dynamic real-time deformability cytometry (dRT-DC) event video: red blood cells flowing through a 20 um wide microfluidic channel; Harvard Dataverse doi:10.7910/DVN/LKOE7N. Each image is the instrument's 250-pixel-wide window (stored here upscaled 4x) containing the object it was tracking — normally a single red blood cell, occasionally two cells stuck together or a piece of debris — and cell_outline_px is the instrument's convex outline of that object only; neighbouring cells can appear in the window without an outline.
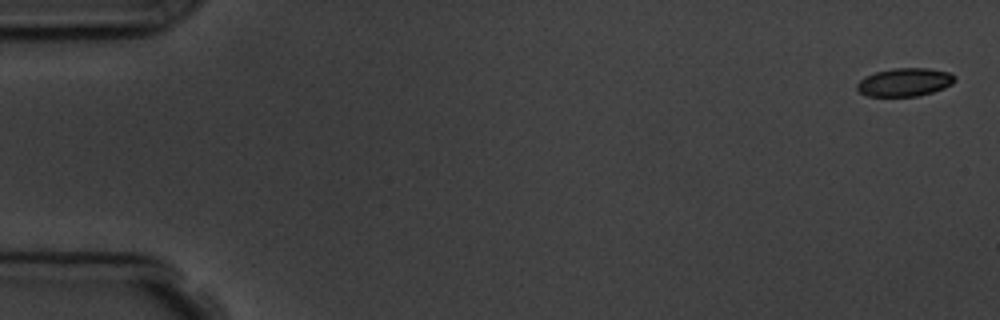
{"species": "common noctule bat (a hibernating species)", "species_latin": "Nyctalus noctula", "temperature_condition": "room temperature", "stored_images_in_passage": 6, "camera_frame_rate_fps": 3000, "um_per_image_px": 0.085, "animal": {"sex": "male", "body_mass_g": 19.5, "forearm_length_mm": 54.6}, "frame": {"image": 1, "passage_image": 1, "time_ms": 0.0, "image_size_px": [1000, 320], "cell_outline_px": [[956, 80], [952, 84], [944, 88], [932, 92], [916, 96], [868, 96], [860, 92], [856, 88], [856, 84], [864, 76], [876, 72], [896, 68], [928, 68], [948, 72], [956, 76]], "centroid_in_image_um": [76.9, 6.98], "position_along_channel_um": 8.1, "area_um2": 16.07}}
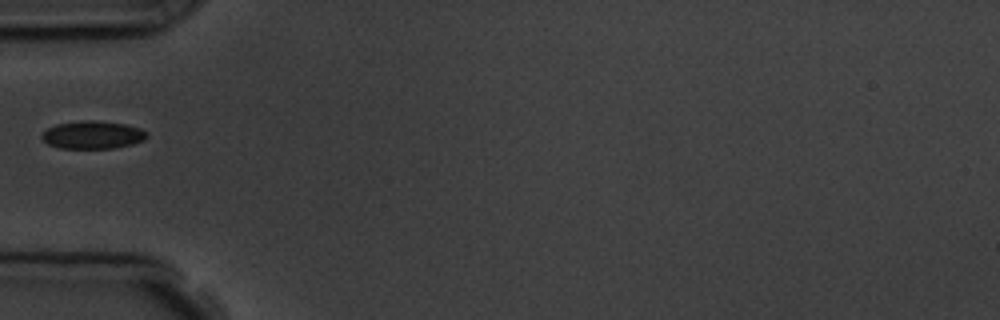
{"frame": {"image": 2, "passage_image": 5, "time_ms": 5.667, "image_size_px": [1000, 320], "cell_outline_px": [[148, 136], [144, 140], [132, 144], [112, 148], [60, 148], [48, 144], [40, 136], [48, 128], [56, 124], [84, 120], [92, 120], [128, 124], [140, 128], [148, 132]], "centroid_in_image_um": [7.91, 11.46], "position_along_channel_um": 77.1, "area_um2": 17.05}}